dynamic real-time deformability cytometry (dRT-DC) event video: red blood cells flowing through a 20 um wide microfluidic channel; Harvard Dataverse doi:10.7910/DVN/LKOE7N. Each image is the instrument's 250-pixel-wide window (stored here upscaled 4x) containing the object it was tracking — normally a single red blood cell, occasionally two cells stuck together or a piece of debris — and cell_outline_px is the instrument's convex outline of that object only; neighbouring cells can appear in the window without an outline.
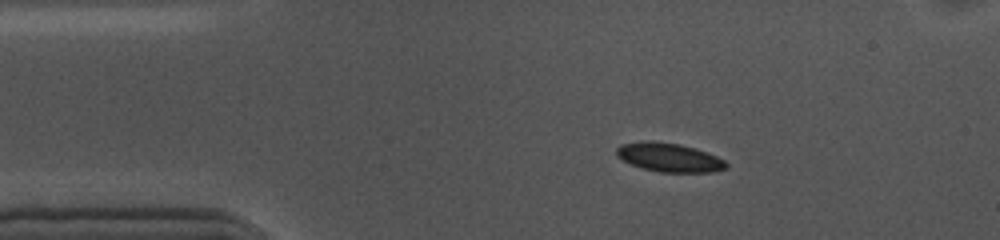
{"species": "common noctule bat (a hibernating species)", "species_latin": "Nyctalus noctula", "temperature_condition": "cold", "stored_images_in_passage": 47, "camera_frame_rate_fps": 3000, "um_per_image_px": 0.085, "animal": {"sex": "female", "body_mass_g": 10.0, "forearm_length_mm": 53.1}, "frame": {"image": 1, "passage_image": 1, "time_ms": 0.0, "image_size_px": [1000, 240], "cell_outline_px": [[728, 164], [724, 168], [712, 172], [660, 172], [644, 168], [632, 164], [616, 156], [616, 148], [620, 144], [640, 140], [656, 140], [680, 144], [696, 148], [716, 156], [724, 160]], "centroid_in_image_um": [56.84, 13.35], "position_along_channel_um": 28.2, "area_um2": 18.5}}
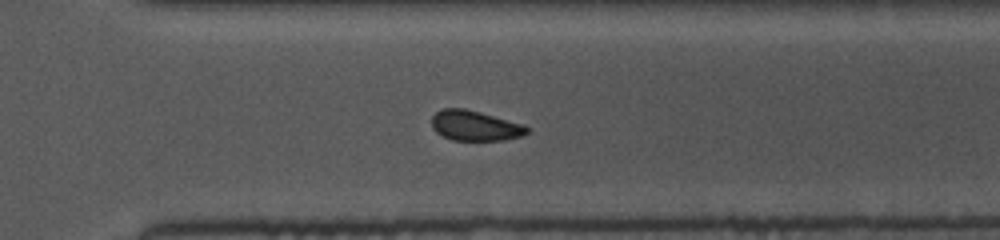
{"frame": {"image": 2, "passage_image": 30, "time_ms": 9.667, "image_size_px": [1000, 240], "cell_outline_px": [[528, 132], [520, 136], [504, 140], [452, 140], [436, 132], [432, 128], [432, 116], [440, 108], [464, 108], [480, 112], [524, 124], [528, 128]], "centroid_in_image_um": [40.35, 10.67], "position_along_channel_um": 330.2, "area_um2": 16.7}}
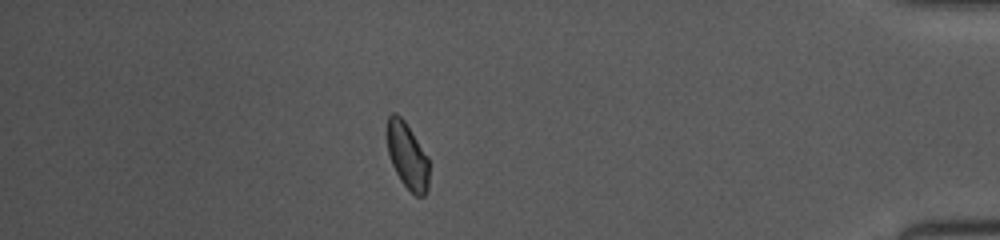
{"frame": {"image": 3, "passage_image": 40, "time_ms": 13.0, "image_size_px": [1000, 240], "cell_outline_px": [[428, 188], [424, 196], [416, 196], [400, 180], [392, 164], [388, 152], [388, 116], [392, 112], [396, 112], [404, 120], [428, 156]], "centroid_in_image_um": [34.63, 13.24], "position_along_channel_um": 400.6, "area_um2": 15.95}, "authors_computed_cell_mechanics": {"area_um2": 17.6868, "velocity_mm_per_s": 3.5458, "shape_relaxation_time_tau1_ms": 2.7093, "shape_relaxation_time_tau2_ms": 2.7006, "deformation_change_tau1": 0.067, "deformation_change_tau2": 0.0596}}